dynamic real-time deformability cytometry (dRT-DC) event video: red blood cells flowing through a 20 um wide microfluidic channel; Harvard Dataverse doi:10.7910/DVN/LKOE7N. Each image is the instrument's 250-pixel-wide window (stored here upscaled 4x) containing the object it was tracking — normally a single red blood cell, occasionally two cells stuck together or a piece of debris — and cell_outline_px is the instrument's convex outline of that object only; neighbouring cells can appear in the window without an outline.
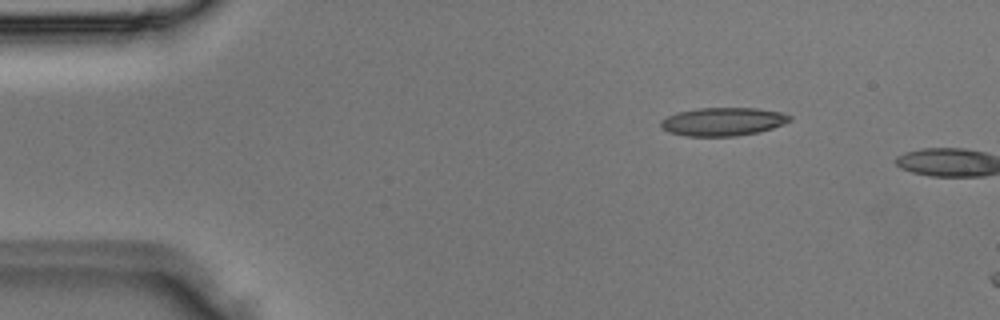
{"species": "Egyptian fruit bat (a non-hibernating species)", "species_latin": "Rousettus aegyptiacus", "temperature_condition": "room temperature", "stored_images_in_passage": 2, "segment_of_instrument_passage": [2, 2], "camera_frame_rate_fps": 3000, "um_per_image_px": 0.085, "animal": {"sex": "male"}, "frame": {"image": 1, "passage_image": 2, "time_ms": 0.333, "image_size_px": [1000, 320], "cell_outline_px": [[792, 120], [784, 124], [760, 132], [736, 136], [684, 136], [668, 132], [660, 128], [660, 120], [676, 112], [696, 108], [756, 108], [780, 112], [792, 116]], "centroid_in_image_um": [61.42, 10.34], "position_along_channel_um": 23.6, "area_um2": 21.5}}